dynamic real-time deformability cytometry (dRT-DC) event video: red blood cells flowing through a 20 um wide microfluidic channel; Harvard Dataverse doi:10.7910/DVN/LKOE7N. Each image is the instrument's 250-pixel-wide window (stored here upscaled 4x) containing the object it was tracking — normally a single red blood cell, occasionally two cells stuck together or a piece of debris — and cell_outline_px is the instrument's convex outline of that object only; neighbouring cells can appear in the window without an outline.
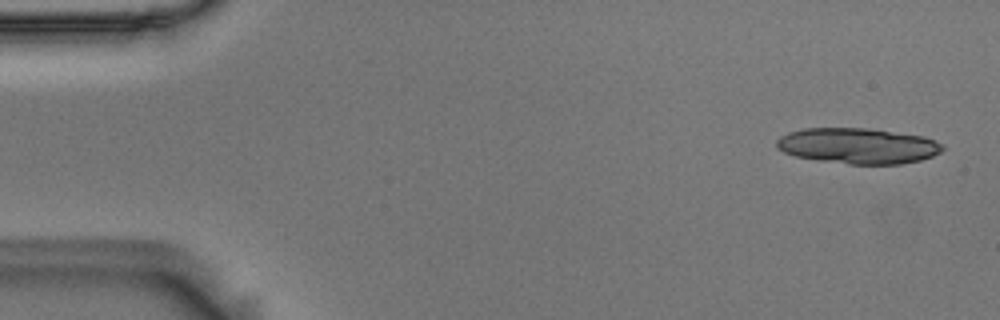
{"species": "Egyptian fruit bat (a non-hibernating species)", "species_latin": "Rousettus aegyptiacus", "temperature_condition": "room temperature", "stored_images_in_passage": 16, "camera_frame_rate_fps": 3000, "um_per_image_px": 0.085, "animal": {"sex": "male"}, "frame": {"image": 1, "passage_image": 2, "time_ms": 0.333, "image_size_px": [1000, 320], "cell_outline_px": [[944, 148], [940, 152], [932, 156], [920, 160], [900, 164], [848, 164], [816, 160], [796, 156], [784, 152], [776, 148], [776, 140], [780, 136], [788, 132], [804, 128], [868, 128], [924, 136], [944, 144]], "centroid_in_image_um": [72.91, 12.39], "position_along_channel_um": 12.1, "area_um2": 34.68}}